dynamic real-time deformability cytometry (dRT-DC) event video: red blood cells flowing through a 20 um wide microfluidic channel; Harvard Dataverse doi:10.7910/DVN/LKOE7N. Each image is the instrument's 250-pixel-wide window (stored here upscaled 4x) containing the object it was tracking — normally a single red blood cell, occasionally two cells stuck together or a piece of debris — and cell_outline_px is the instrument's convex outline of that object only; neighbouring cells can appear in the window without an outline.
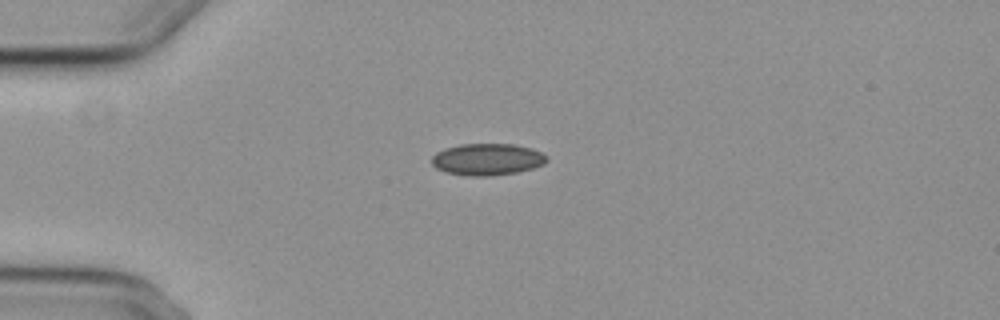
{"species": "common noctule bat (a hibernating species)", "species_latin": "Nyctalus noctula", "temperature_condition": "cold", "stored_images_in_passage": 42, "camera_frame_rate_fps": 3000, "um_per_image_px": 0.085, "animal": {"sex": "female", "body_mass_g": 29.2, "forearm_length_mm": 56.3}, "frame": {"image": 1, "passage_image": 1, "time_ms": 0.0, "image_size_px": [1000, 320], "cell_outline_px": [[548, 160], [544, 164], [532, 168], [516, 172], [492, 176], [468, 176], [444, 172], [436, 168], [432, 164], [432, 156], [436, 152], [444, 148], [460, 144], [512, 144], [532, 148], [540, 152]], "centroid_in_image_um": [41.37, 13.55], "position_along_channel_um": 43.6, "area_um2": 21.33}}
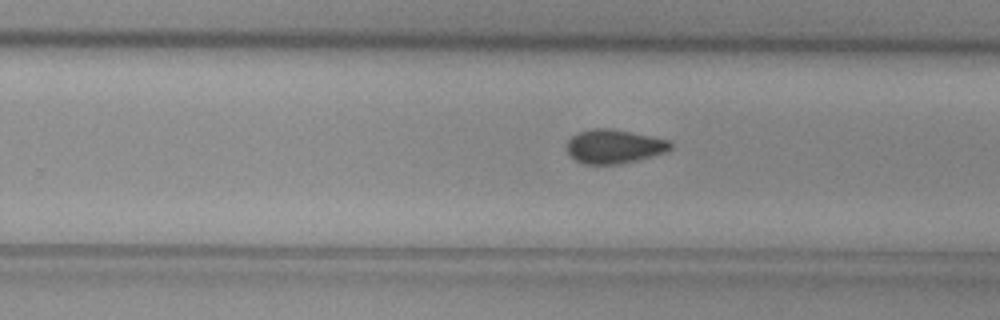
{"frame": {"image": 2, "passage_image": 22, "time_ms": 7.0, "image_size_px": [1000, 320], "cell_outline_px": [[672, 148], [668, 152], [620, 164], [584, 164], [576, 160], [568, 152], [568, 140], [576, 132], [592, 128], [612, 128], [672, 140]], "centroid_in_image_um": [52.24, 12.43], "position_along_channel_um": 277.6, "area_um2": 20.69}}
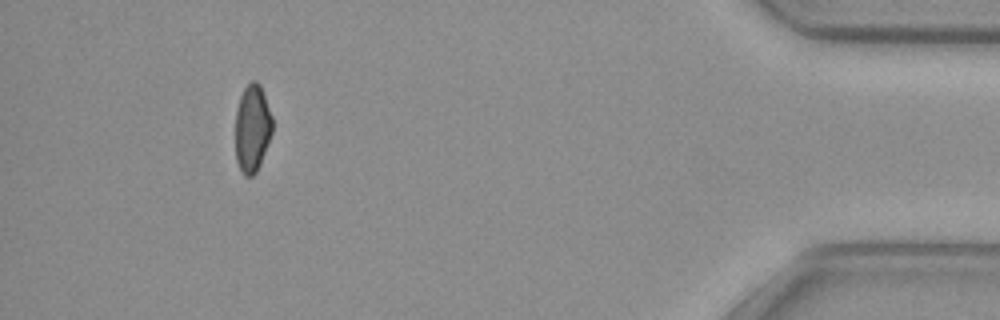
{"frame": {"image": 3, "passage_image": 38, "time_ms": 12.333, "image_size_px": [1000, 320], "cell_outline_px": [[272, 132], [260, 164], [256, 172], [252, 176], [244, 176], [236, 160], [236, 112], [240, 96], [244, 88], [252, 80], [256, 80], [260, 84], [272, 116]], "centroid_in_image_um": [21.44, 10.89], "position_along_channel_um": 413.8, "area_um2": 18.73}, "authors_computed_cell_mechanics": {"area_um2": 20.6057, "velocity_mm_per_s": 3.7216, "shape_relaxation_time_tau1_ms": null, "shape_relaxation_time_tau2_ms": 4.5011, "deformation_change_tau1": null, "deformation_change_tau2": 0.0809}}